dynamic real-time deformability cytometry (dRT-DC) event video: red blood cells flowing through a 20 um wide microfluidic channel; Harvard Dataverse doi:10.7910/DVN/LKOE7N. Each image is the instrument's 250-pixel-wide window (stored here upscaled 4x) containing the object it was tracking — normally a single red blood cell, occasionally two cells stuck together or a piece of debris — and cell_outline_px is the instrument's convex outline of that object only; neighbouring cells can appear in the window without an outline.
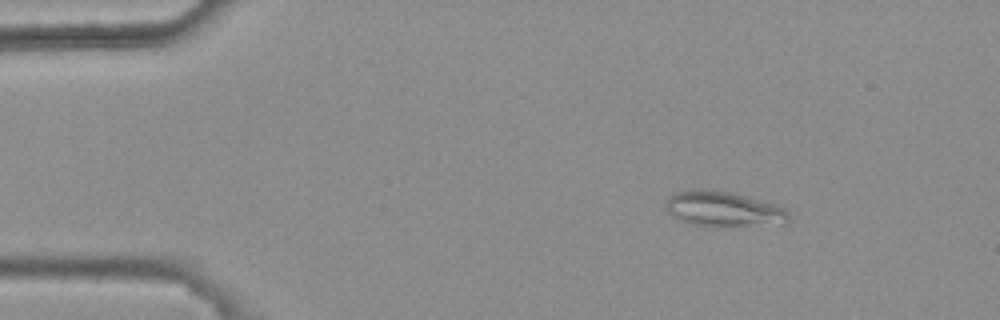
{"species": "common noctule bat (a hibernating species)", "species_latin": "Nyctalus noctula", "temperature_condition": "warm", "stored_images_in_passage": 5, "camera_frame_rate_fps": 3000, "um_per_image_px": 0.085, "animal": {"sex": "female", "body_mass_g": 25.1}, "frame": {"image": 1, "passage_image": 2, "time_ms": 0.333, "image_size_px": [1000, 320], "cell_outline_px": [[788, 224], [724, 228], [712, 228], [692, 224], [672, 216], [664, 208], [664, 204], [668, 196], [676, 192], [688, 188], [716, 188], [776, 204], [784, 208], [788, 212]], "centroid_in_image_um": [61.47, 17.78], "position_along_channel_um": 23.5, "area_um2": 26.53}}